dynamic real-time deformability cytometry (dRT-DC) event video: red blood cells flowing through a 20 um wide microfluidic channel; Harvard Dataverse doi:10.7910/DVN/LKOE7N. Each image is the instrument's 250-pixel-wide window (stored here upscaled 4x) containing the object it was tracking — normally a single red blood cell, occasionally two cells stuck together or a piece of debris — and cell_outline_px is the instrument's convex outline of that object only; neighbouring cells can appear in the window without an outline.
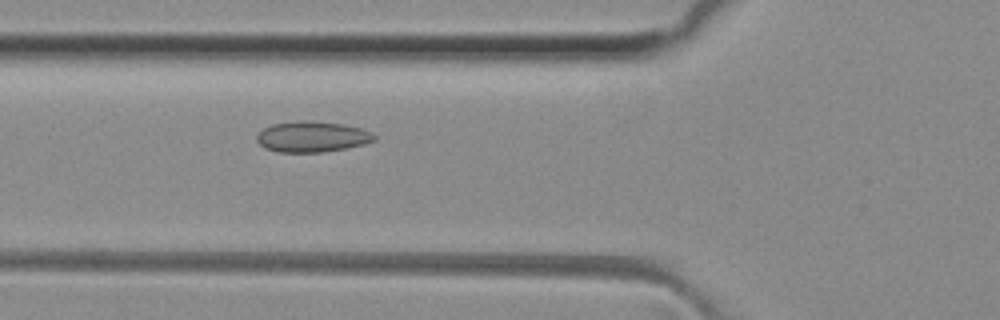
{"species": "common noctule bat (a hibernating species)", "species_latin": "Nyctalus noctula", "temperature_condition": "room temperature", "stored_images_in_passage": 49, "camera_frame_rate_fps": 3000, "um_per_image_px": 0.085, "animal": {"sex": "female", "body_mass_g": 29.2, "forearm_length_mm": 56.3}, "frame": {"image": 1, "passage_image": 17, "time_ms": 5.333, "image_size_px": [1000, 320], "cell_outline_px": [[376, 140], [364, 144], [324, 152], [280, 152], [264, 148], [256, 140], [256, 136], [264, 128], [272, 124], [304, 120], [312, 120], [344, 124], [360, 128], [372, 132], [376, 136]], "centroid_in_image_um": [26.54, 11.61], "position_along_channel_um": 99.3, "area_um2": 21.1}}
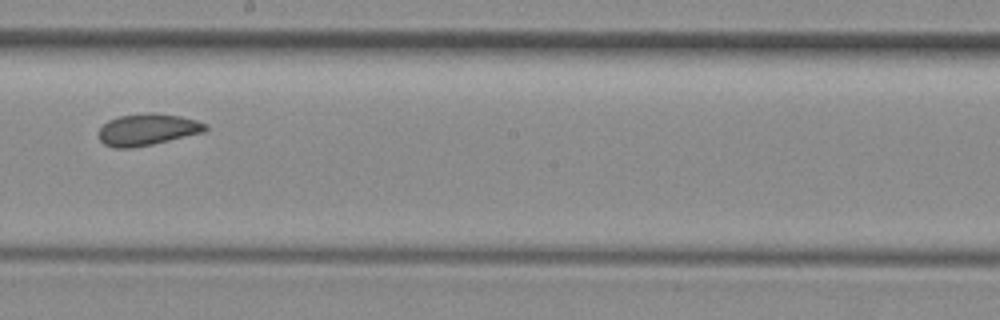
{"frame": {"image": 2, "passage_image": 27, "time_ms": 8.667, "image_size_px": [1000, 320], "cell_outline_px": [[208, 128], [204, 132], [152, 144], [132, 148], [116, 148], [104, 144], [100, 140], [100, 128], [108, 120], [120, 116], [148, 112], [152, 112], [180, 116], [196, 120], [208, 124]], "centroid_in_image_um": [12.55, 11.0], "position_along_channel_um": 235.6, "area_um2": 19.59}}
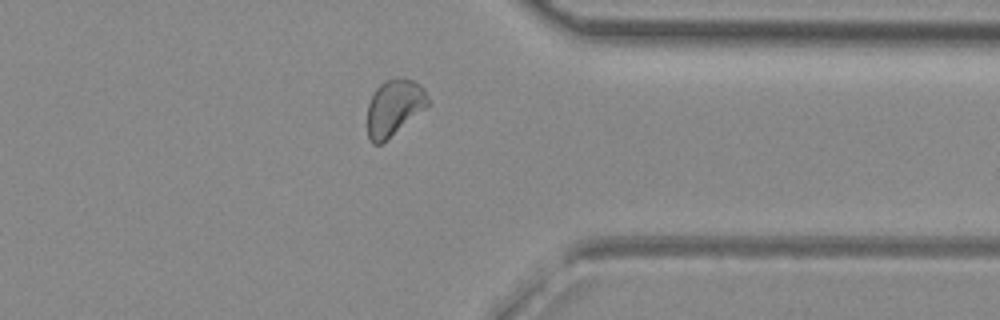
{"frame": {"image": 3, "passage_image": 38, "time_ms": 12.333, "image_size_px": [1000, 320], "cell_outline_px": [[428, 104], [424, 108], [380, 144], [372, 144], [368, 136], [368, 104], [376, 88], [384, 80], [396, 76], [404, 76], [420, 84], [424, 88], [428, 96]], "centroid_in_image_um": [33.49, 9.07], "position_along_channel_um": 377.9, "area_um2": 19.54}}